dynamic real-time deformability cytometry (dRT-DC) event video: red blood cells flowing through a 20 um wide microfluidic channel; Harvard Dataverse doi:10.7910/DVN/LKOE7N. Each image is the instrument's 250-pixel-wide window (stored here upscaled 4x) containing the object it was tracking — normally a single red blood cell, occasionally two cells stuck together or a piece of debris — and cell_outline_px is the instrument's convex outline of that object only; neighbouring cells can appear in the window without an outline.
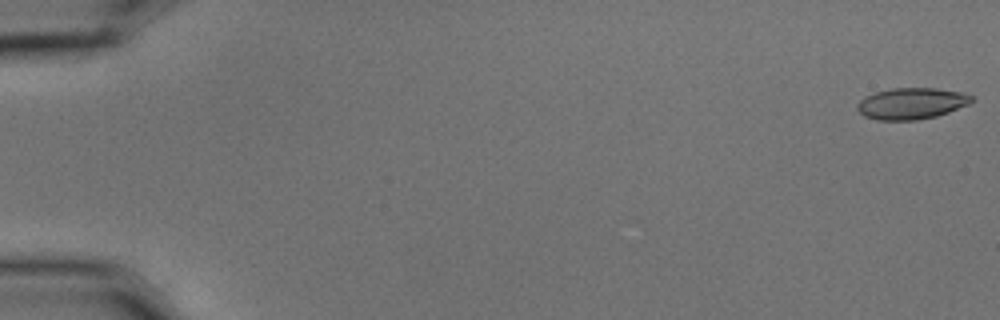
{"species": "common noctule bat (a hibernating species)", "species_latin": "Nyctalus noctula", "temperature_condition": "cold", "stored_images_in_passage": 5, "camera_frame_rate_fps": 3000, "um_per_image_px": 0.085, "animal": {"sex": "male", "body_mass_g": 15.6}, "frame": {"image": 1, "passage_image": 1, "time_ms": 0.0, "image_size_px": [1000, 320], "cell_outline_px": [[976, 100], [968, 104], [948, 112], [936, 116], [916, 120], [876, 120], [864, 116], [856, 108], [856, 104], [864, 96], [876, 92], [892, 88], [936, 88], [964, 92], [972, 96]], "centroid_in_image_um": [77.47, 8.79], "position_along_channel_um": 7.5, "area_um2": 21.04}}
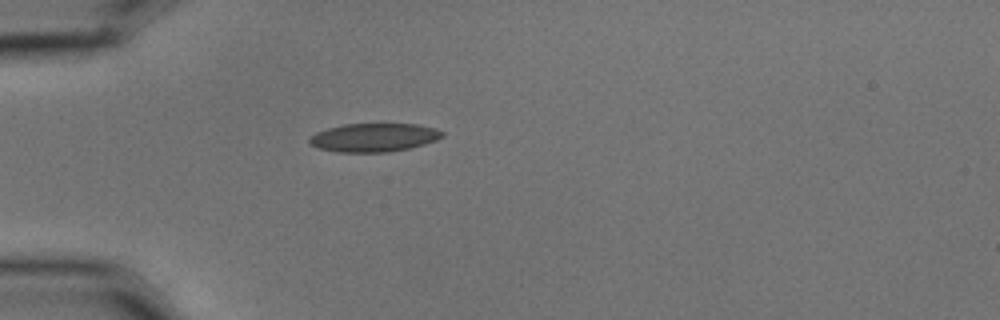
{"frame": {"image": 2, "passage_image": 4, "time_ms": 1.0, "image_size_px": [1000, 320], "cell_outline_px": [[444, 136], [436, 140], [424, 144], [408, 148], [388, 152], [340, 152], [320, 148], [308, 144], [308, 140], [316, 132], [328, 128], [344, 124], [416, 124], [436, 128], [444, 132]], "centroid_in_image_um": [31.79, 11.68], "position_along_channel_um": 53.2, "area_um2": 21.96}}